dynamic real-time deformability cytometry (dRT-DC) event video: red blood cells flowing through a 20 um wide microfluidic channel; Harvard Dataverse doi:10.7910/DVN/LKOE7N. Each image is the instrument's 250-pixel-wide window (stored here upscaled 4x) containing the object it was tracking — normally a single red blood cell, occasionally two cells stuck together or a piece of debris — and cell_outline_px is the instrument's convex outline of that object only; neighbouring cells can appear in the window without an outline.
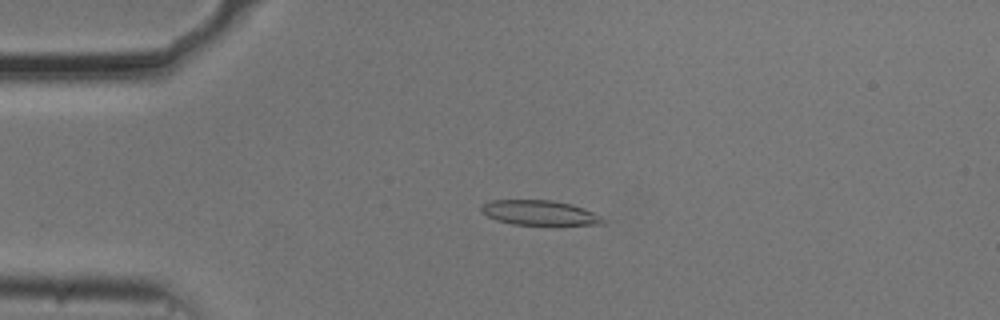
{"species": "common noctule bat (a hibernating species)", "species_latin": "Nyctalus noctula", "temperature_condition": "cold", "stored_images_in_passage": 41, "camera_frame_rate_fps": 3000, "um_per_image_px": 0.085, "animal": {"sex": "male", "body_mass_g": 20.5, "forearm_length_mm": 52.5}, "frame": {"image": 1, "passage_image": 13, "time_ms": 4.0, "image_size_px": [1000, 320], "cell_outline_px": [[608, 224], [512, 224], [496, 220], [480, 212], [480, 208], [484, 204], [492, 200], [552, 200], [572, 204], [584, 208], [608, 220]], "centroid_in_image_um": [45.88, 18.08], "position_along_channel_um": 39.1, "area_um2": 17.51}}
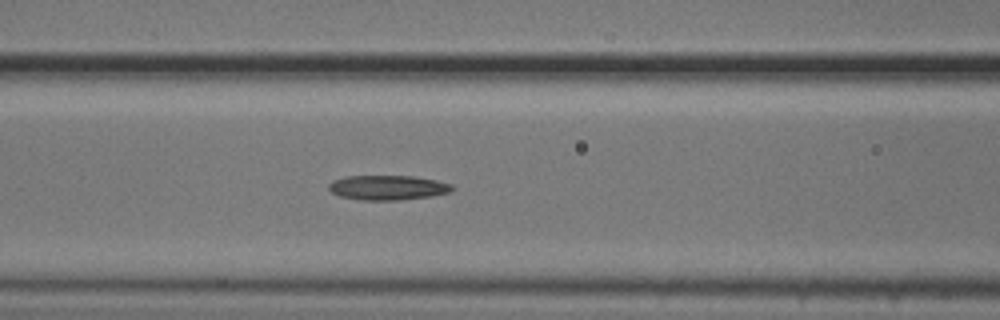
{"frame": {"image": 2, "passage_image": 23, "time_ms": 7.333, "image_size_px": [1000, 320], "cell_outline_px": [[456, 188], [448, 192], [432, 196], [400, 200], [364, 200], [340, 196], [332, 192], [328, 188], [328, 184], [332, 180], [344, 176], [416, 176], [436, 180], [452, 184]], "centroid_in_image_um": [32.97, 15.94], "position_along_channel_um": 133.6, "area_um2": 17.86}}
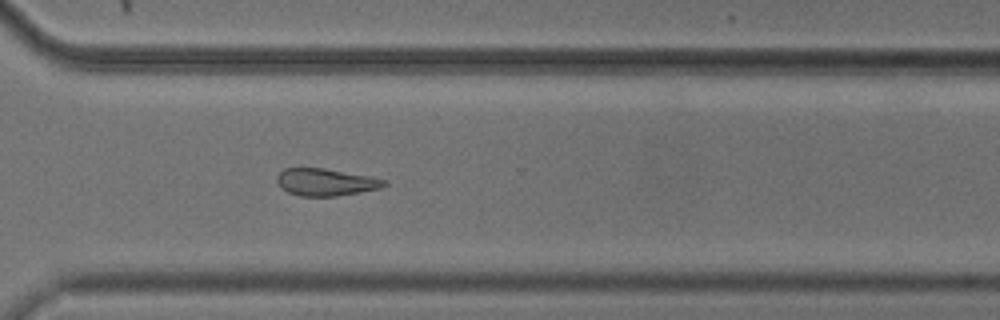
{"frame": {"image": 3, "passage_image": 40, "time_ms": 13.0, "image_size_px": [1000, 320], "cell_outline_px": [[388, 184], [380, 188], [336, 196], [300, 196], [288, 192], [280, 188], [276, 180], [276, 176], [284, 168], [324, 168], [368, 176], [384, 180]], "centroid_in_image_um": [27.62, 15.48], "position_along_channel_um": 343.0, "area_um2": 16.88}}